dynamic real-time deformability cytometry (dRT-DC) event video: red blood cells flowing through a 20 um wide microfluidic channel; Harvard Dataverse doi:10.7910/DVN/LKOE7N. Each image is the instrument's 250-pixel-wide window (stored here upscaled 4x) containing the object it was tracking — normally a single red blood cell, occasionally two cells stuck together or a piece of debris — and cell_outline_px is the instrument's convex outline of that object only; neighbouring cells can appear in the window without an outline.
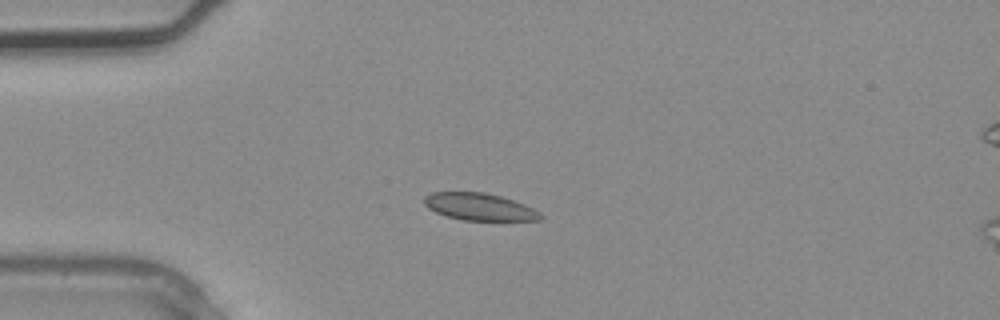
{"species": "common noctule bat (a hibernating species)", "species_latin": "Nyctalus noctula", "temperature_condition": "warm", "stored_images_in_passage": 4, "camera_frame_rate_fps": 3000, "um_per_image_px": 0.085, "animal": {"sex": "male", "body_mass_g": 20.4}, "frame": {"image": 1, "passage_image": 3, "time_ms": 0.667, "image_size_px": [1000, 320], "cell_outline_px": [[544, 216], [540, 220], [464, 220], [448, 216], [436, 212], [428, 208], [424, 204], [424, 196], [432, 192], [484, 192], [500, 196], [524, 204], [540, 212]], "centroid_in_image_um": [40.75, 17.57], "position_along_channel_um": 44.3, "area_um2": 18.26}}